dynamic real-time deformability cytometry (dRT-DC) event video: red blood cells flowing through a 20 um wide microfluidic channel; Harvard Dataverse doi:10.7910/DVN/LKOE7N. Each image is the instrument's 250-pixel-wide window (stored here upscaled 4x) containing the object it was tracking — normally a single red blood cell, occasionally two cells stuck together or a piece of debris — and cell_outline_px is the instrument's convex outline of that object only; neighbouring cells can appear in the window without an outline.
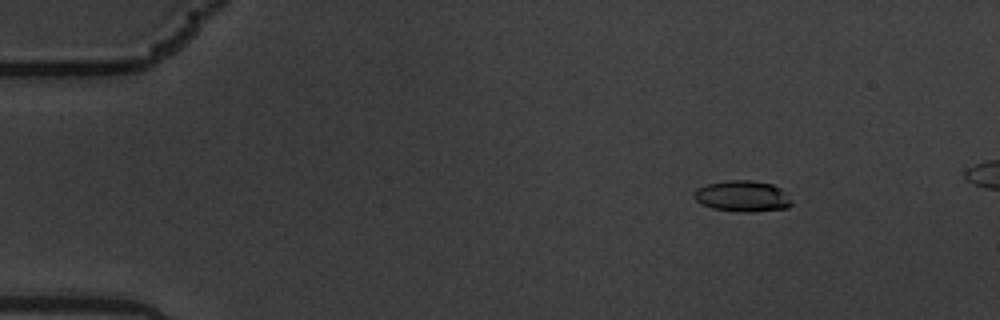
{"species": "common noctule bat (a hibernating species)", "species_latin": "Nyctalus noctula", "temperature_condition": "warm", "stored_images_in_passage": 6, "camera_frame_rate_fps": 3000, "um_per_image_px": 0.085, "animal": {"sex": "male", "body_mass_g": 19.5, "forearm_length_mm": 54.6}, "frame": {"image": 1, "passage_image": 2, "time_ms": 0.333, "image_size_px": [1000, 320], "cell_outline_px": [[792, 204], [788, 208], [748, 212], [744, 212], [712, 208], [696, 200], [696, 188], [708, 184], [728, 180], [752, 180], [772, 184], [788, 192]], "centroid_in_image_um": [63.18, 16.67], "position_along_channel_um": 21.8, "area_um2": 17.51}}